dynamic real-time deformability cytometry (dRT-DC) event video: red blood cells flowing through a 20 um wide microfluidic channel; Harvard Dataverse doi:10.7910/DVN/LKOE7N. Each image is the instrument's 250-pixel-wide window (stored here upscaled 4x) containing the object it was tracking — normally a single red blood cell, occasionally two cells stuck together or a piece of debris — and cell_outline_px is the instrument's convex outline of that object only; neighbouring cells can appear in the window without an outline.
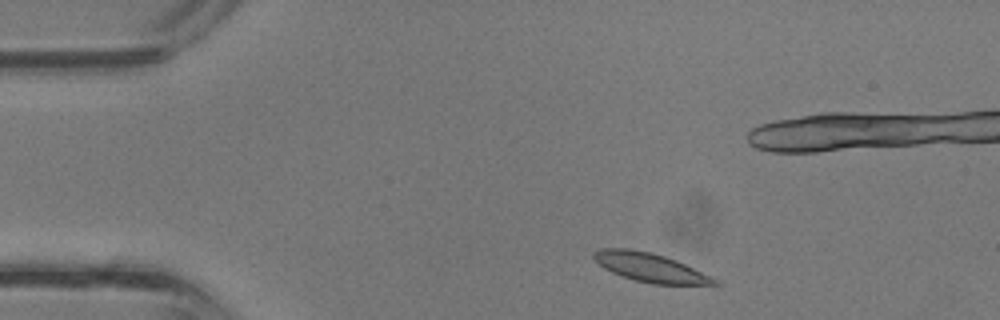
{"species": "common noctule bat (a hibernating species)", "species_latin": "Nyctalus noctula", "temperature_condition": "room temperature", "stored_images_in_passage": 33, "camera_frame_rate_fps": 3000, "um_per_image_px": 0.085, "animal": {"sex": "male", "body_mass_g": 13.3}, "frame": {"image": 1, "passage_image": 1, "time_ms": 0.0, "image_size_px": [1000, 320], "cell_outline_px": [[720, 284], [652, 284], [636, 280], [612, 272], [604, 268], [592, 256], [592, 252], [600, 248], [628, 248], [652, 252], [676, 260], [716, 280]], "centroid_in_image_um": [55.18, 22.71], "position_along_channel_um": 29.8, "area_um2": 19.77}}
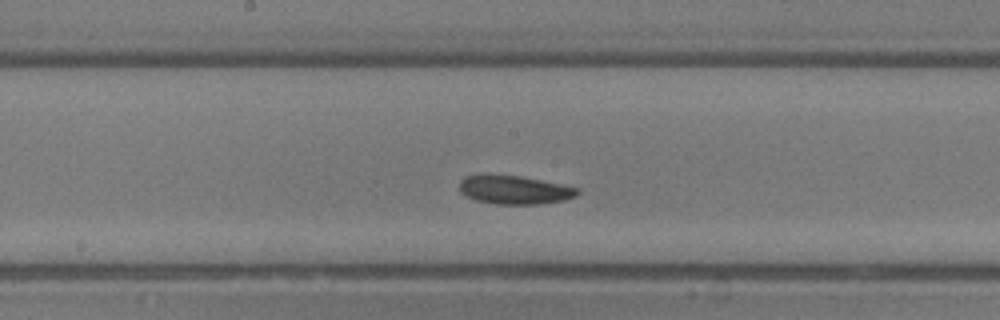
{"frame": {"image": 2, "passage_image": 14, "time_ms": 4.333, "image_size_px": [1000, 320], "cell_outline_px": [[580, 192], [576, 196], [564, 200], [540, 204], [496, 204], [476, 200], [460, 192], [460, 180], [464, 176], [520, 176], [580, 188]], "centroid_in_image_um": [43.78, 16.16], "position_along_channel_um": 204.4, "area_um2": 19.25}}
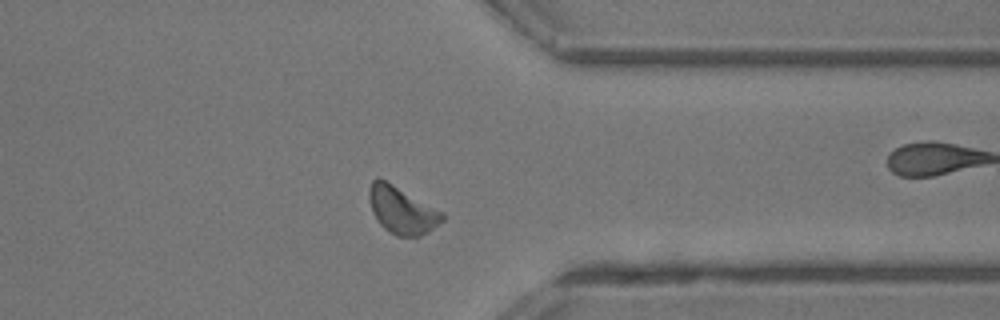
{"frame": {"image": 3, "passage_image": 24, "time_ms": 7.667, "image_size_px": [1000, 320], "cell_outline_px": [[444, 220], [428, 232], [420, 236], [396, 236], [384, 228], [376, 220], [372, 212], [368, 196], [368, 192], [372, 180], [384, 180], [392, 184], [444, 212]], "centroid_in_image_um": [34.17, 17.89], "position_along_channel_um": 377.2, "area_um2": 19.88}}